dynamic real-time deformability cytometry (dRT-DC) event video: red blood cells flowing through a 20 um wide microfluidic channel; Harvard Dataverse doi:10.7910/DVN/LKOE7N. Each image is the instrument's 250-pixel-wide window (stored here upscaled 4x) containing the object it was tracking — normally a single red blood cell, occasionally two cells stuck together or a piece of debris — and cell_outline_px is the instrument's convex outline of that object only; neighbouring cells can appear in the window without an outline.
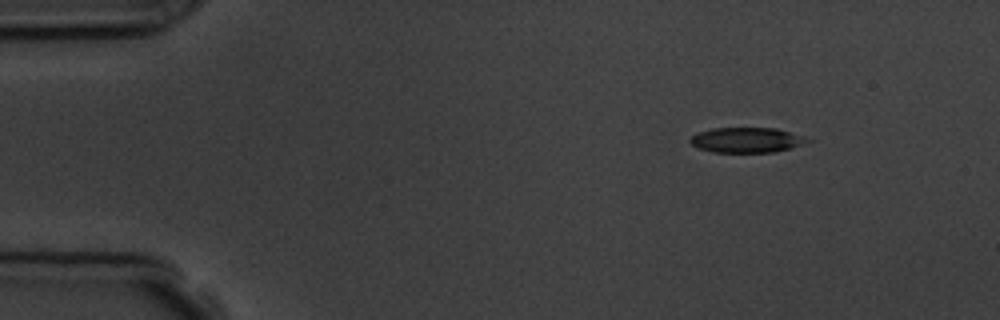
{"species": "common noctule bat (a hibernating species)", "species_latin": "Nyctalus noctula", "temperature_condition": "room temperature", "stored_images_in_passage": 4, "camera_frame_rate_fps": 3000, "um_per_image_px": 0.085, "animal": {"sex": "male", "body_mass_g": 19.5, "forearm_length_mm": 54.6}, "frame": {"image": 1, "passage_image": 1, "time_ms": 0.0, "image_size_px": [1000, 320], "cell_outline_px": [[812, 140], [792, 148], [776, 152], [712, 152], [696, 148], [688, 140], [692, 136], [700, 132], [712, 128], [776, 128], [804, 136]], "centroid_in_image_um": [63.47, 11.91], "position_along_channel_um": 21.5, "area_um2": 17.22}}
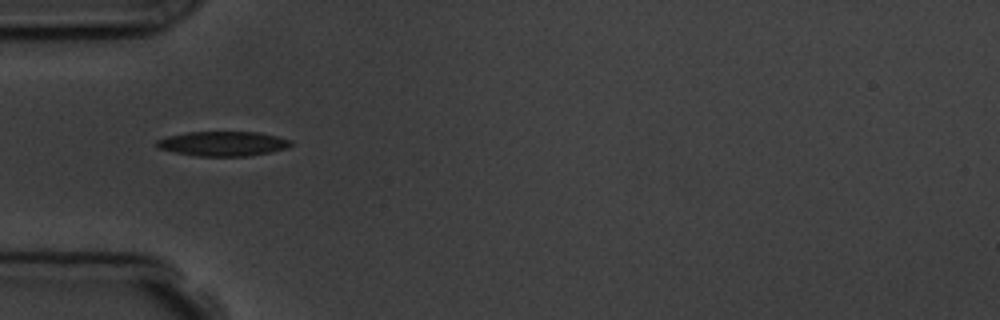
{"frame": {"image": 2, "passage_image": 3, "time_ms": 3.333, "image_size_px": [1000, 320], "cell_outline_px": [[292, 144], [288, 148], [272, 152], [248, 156], [196, 156], [156, 148], [156, 140], [168, 136], [188, 132], [256, 132], [276, 136], [292, 140]], "centroid_in_image_um": [18.96, 12.21], "position_along_channel_um": 66.0, "area_um2": 19.31}}